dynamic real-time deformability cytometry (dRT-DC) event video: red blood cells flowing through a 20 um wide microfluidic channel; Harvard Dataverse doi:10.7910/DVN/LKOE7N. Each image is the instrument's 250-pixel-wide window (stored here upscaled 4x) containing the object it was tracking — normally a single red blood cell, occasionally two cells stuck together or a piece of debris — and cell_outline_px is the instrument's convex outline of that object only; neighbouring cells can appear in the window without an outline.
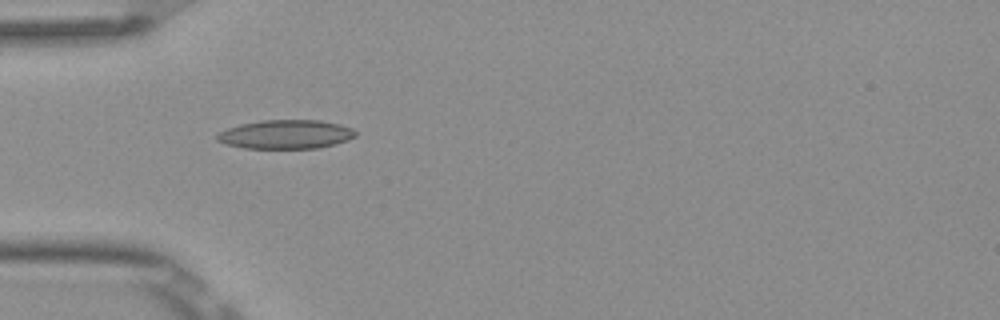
{"species": "Egyptian fruit bat (a non-hibernating species)", "species_latin": "Rousettus aegyptiacus", "temperature_condition": "room temperature", "stored_images_in_passage": 7, "camera_frame_rate_fps": 3000, "um_per_image_px": 0.085, "frame": {"image": 1, "passage_image": 3, "time_ms": 0.667, "image_size_px": [1000, 320], "cell_outline_px": [[356, 136], [348, 140], [320, 148], [244, 148], [228, 144], [216, 140], [216, 136], [220, 132], [228, 128], [240, 124], [260, 120], [320, 120], [340, 124], [352, 128], [356, 132]], "centroid_in_image_um": [24.32, 11.41], "position_along_channel_um": 60.7, "area_um2": 23.29}}
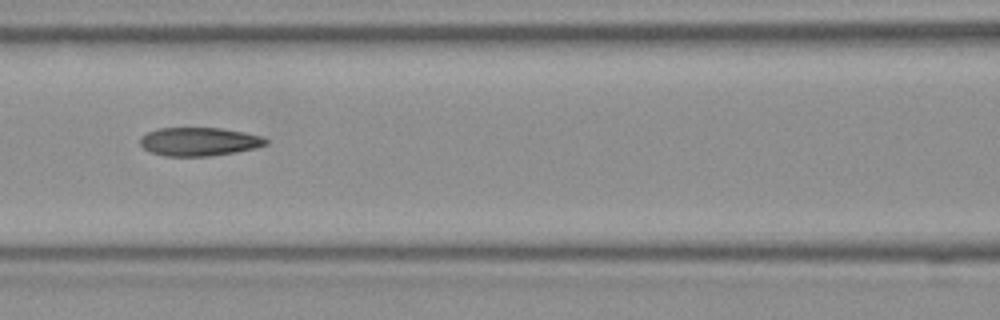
{"frame": {"image": 2, "passage_image": 5, "time_ms": 1.333, "image_size_px": [1000, 320], "cell_outline_px": [[268, 144], [256, 148], [236, 152], [212, 156], [164, 156], [148, 152], [140, 144], [140, 136], [156, 128], [220, 128], [244, 132], [264, 136], [268, 140]], "centroid_in_image_um": [16.93, 12.04], "position_along_channel_um": 149.7, "area_um2": 21.15}}
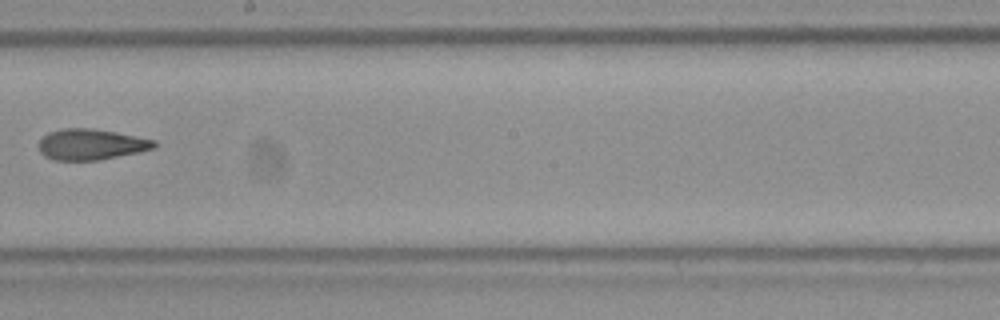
{"frame": {"image": 3, "passage_image": 7, "time_ms": 2.0, "image_size_px": [1000, 320], "cell_outline_px": [[160, 144], [156, 148], [140, 152], [100, 160], [52, 160], [44, 156], [40, 152], [40, 140], [48, 132], [64, 128], [92, 128], [116, 132], [156, 140]], "centroid_in_image_um": [7.79, 12.28], "position_along_channel_um": 240.4, "area_um2": 20.98}}